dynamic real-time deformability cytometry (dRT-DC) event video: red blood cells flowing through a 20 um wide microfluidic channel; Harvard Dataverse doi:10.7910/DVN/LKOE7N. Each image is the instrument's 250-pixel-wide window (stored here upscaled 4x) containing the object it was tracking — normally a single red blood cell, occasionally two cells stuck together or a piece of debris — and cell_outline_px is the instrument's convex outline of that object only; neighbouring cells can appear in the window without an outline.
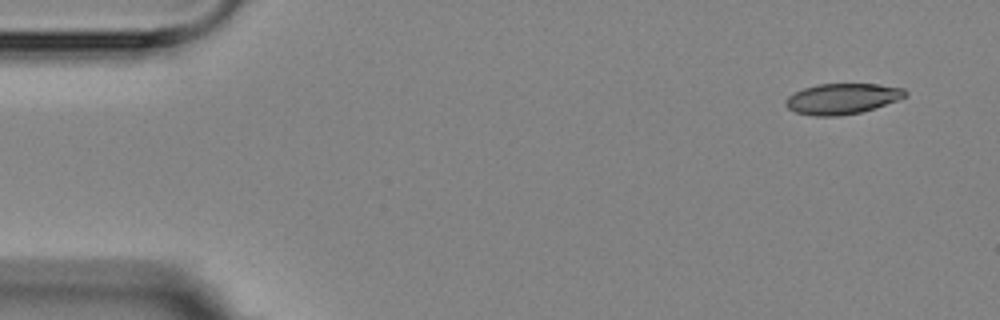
{"species": "Egyptian fruit bat (a non-hibernating species)", "species_latin": "Rousettus aegyptiacus", "temperature_condition": "room temperature", "stored_images_in_passage": 4, "camera_frame_rate_fps": 3000, "um_per_image_px": 0.085, "animal": {"sex": "female"}, "frame": {"image": 1, "passage_image": 1, "time_ms": 0.0, "image_size_px": [1000, 320], "cell_outline_px": [[908, 96], [860, 112], [836, 116], [816, 116], [796, 112], [788, 108], [784, 104], [784, 100], [788, 96], [804, 88], [816, 84], [880, 84], [904, 88], [908, 92]], "centroid_in_image_um": [71.58, 8.38], "position_along_channel_um": 13.4, "area_um2": 21.21}}